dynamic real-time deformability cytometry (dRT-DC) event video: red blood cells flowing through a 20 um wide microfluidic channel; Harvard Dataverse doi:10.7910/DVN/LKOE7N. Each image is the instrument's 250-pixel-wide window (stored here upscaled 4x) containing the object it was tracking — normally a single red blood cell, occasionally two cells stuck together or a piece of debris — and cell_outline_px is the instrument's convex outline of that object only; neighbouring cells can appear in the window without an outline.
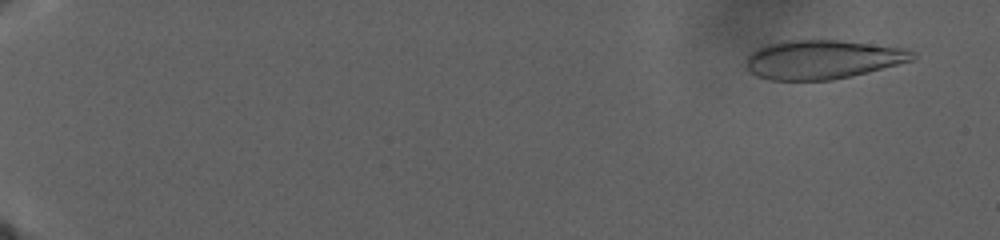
{"species": "human", "species_latin": "Homo sapiens", "temperature_condition": "warm", "stored_images_in_passage": 95, "camera_frame_rate_fps": 3000, "um_per_image_px": 0.085, "donor": {"sex": "male"}, "frame": {"image": 1, "passage_image": 7, "time_ms": 2.333, "image_size_px": [1000, 240], "cell_outline_px": [[916, 56], [912, 60], [868, 72], [852, 76], [832, 80], [768, 80], [756, 76], [748, 72], [744, 64], [748, 56], [756, 48], [764, 44], [788, 40], [840, 40], [904, 48], [916, 52]], "centroid_in_image_um": [69.86, 5.06], "position_along_channel_um": 15.1, "area_um2": 38.09}}
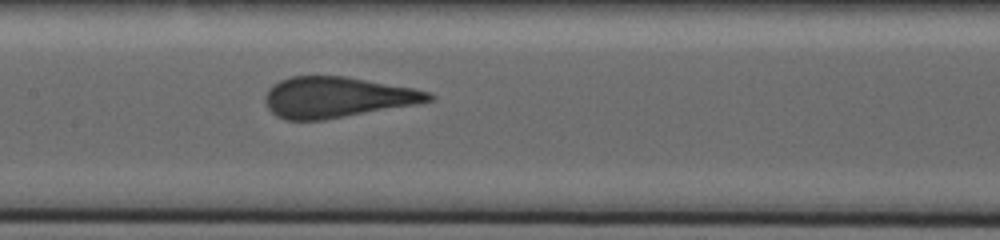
{"frame": {"image": 2, "passage_image": 58, "time_ms": 22.333, "image_size_px": [1000, 240], "cell_outline_px": [[436, 96], [432, 100], [416, 104], [324, 120], [284, 120], [276, 116], [268, 108], [264, 100], [264, 96], [268, 88], [272, 84], [280, 80], [292, 76], [344, 76], [412, 88], [428, 92]], "centroid_in_image_um": [28.59, 8.27], "position_along_channel_um": 178.8, "area_um2": 38.73}}
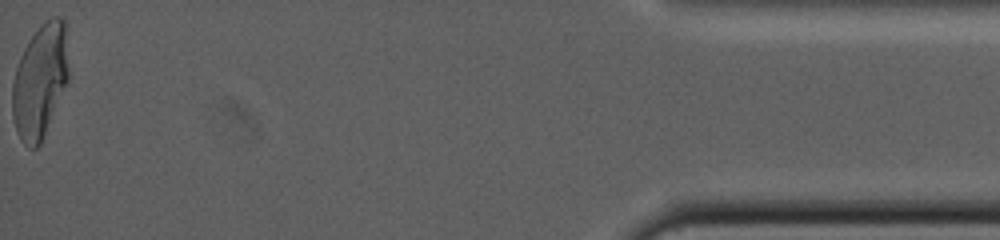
{"frame": {"image": 3, "passage_image": 95, "time_ms": 40.0, "image_size_px": [1000, 240], "cell_outline_px": [[68, 80], [40, 144], [36, 148], [28, 148], [24, 144], [16, 128], [12, 116], [12, 84], [16, 68], [20, 56], [24, 48], [40, 24], [44, 20], [52, 16], [60, 16], [64, 20], [68, 68]], "centroid_in_image_um": [3.39, 6.86], "position_along_channel_um": 431.8, "area_um2": 36.99}}